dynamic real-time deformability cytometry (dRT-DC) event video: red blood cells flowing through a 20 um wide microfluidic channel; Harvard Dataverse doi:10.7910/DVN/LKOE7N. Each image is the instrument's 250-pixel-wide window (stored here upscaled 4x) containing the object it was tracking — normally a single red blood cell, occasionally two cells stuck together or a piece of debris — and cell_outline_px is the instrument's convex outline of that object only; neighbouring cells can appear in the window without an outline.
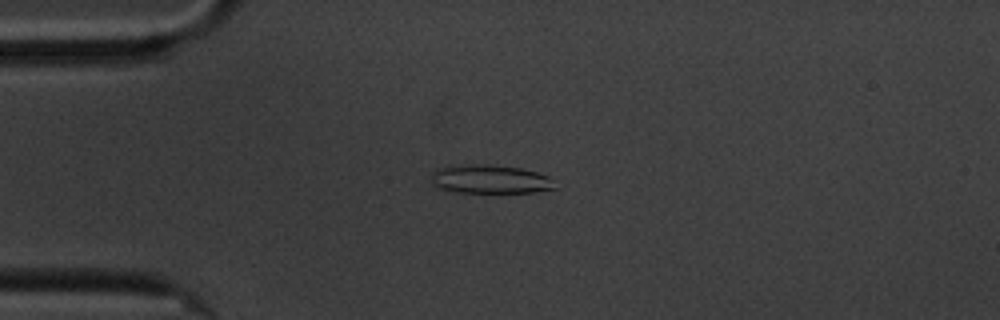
{"species": "common noctule bat (a hibernating species)", "species_latin": "Nyctalus noctula", "temperature_condition": "cold", "stored_images_in_passage": 43, "segment_of_instrument_passage": [1, 2], "camera_frame_rate_fps": 3000, "um_per_image_px": 0.085, "animal": {"sex": "male", "body_mass_g": 20.1, "forearm_length_mm": 53.5}, "frame": {"image": 1, "passage_image": 6, "time_ms": 1.667, "image_size_px": [1000, 320], "cell_outline_px": [[560, 188], [536, 192], [444, 192], [432, 188], [432, 172], [436, 168], [476, 164], [484, 164], [520, 168], [536, 172], [548, 176]], "centroid_in_image_um": [41.62, 15.26], "position_along_channel_um": 43.4, "area_um2": 20.98}}
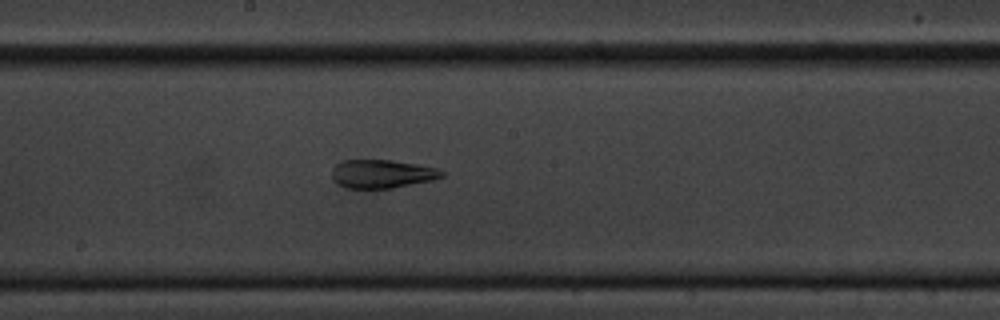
{"frame": {"image": 2, "passage_image": 23, "time_ms": 7.333, "image_size_px": [1000, 320], "cell_outline_px": [[444, 176], [432, 180], [392, 188], [344, 188], [336, 184], [332, 180], [332, 168], [340, 160], [392, 160], [420, 164], [436, 168], [444, 172]], "centroid_in_image_um": [32.43, 14.77], "position_along_channel_um": 215.8, "area_um2": 18.44}}
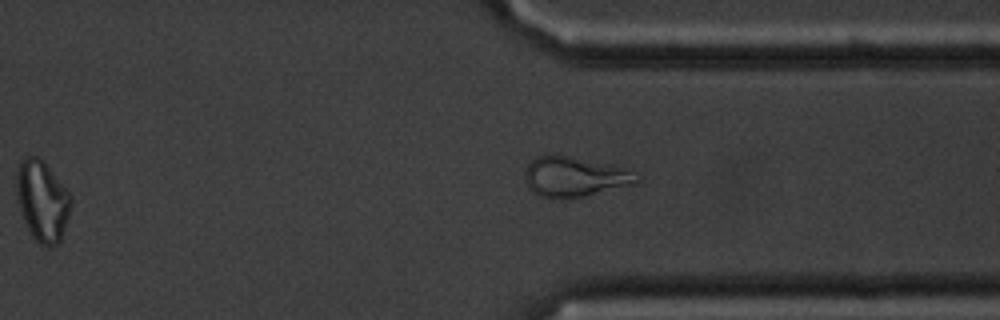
{"frame": {"image": 3, "passage_image": 36, "time_ms": 11.667, "image_size_px": [1000, 320], "cell_outline_px": [[72, 204], [60, 240], [52, 248], [48, 248], [40, 244], [36, 240], [28, 228], [24, 220], [16, 200], [16, 176], [20, 160], [28, 156], [36, 156], [44, 160], [72, 196]], "centroid_in_image_um": [3.59, 17.05], "position_along_channel_um": 407.8, "area_um2": 25.72}}